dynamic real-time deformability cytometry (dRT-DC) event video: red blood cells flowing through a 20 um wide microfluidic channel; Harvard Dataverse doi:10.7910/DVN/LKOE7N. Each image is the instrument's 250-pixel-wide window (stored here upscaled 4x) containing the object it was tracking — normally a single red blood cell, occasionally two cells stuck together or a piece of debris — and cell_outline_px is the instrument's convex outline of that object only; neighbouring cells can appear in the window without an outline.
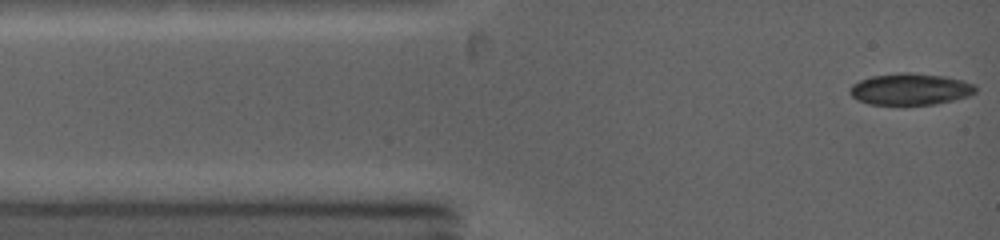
{"species": "common noctule bat (a hibernating species)", "species_latin": "Nyctalus noctula", "temperature_condition": "warm", "stored_images_in_passage": 67, "camera_frame_rate_fps": 5000, "um_per_image_px": 0.085, "animal": {"sex": "female", "body_mass_g": 19.0, "forearm_length_mm": 53.3}, "frame": {"image": 1, "passage_image": 1, "time_ms": 0.0, "image_size_px": [1000, 240], "cell_outline_px": [[976, 92], [968, 96], [936, 104], [904, 108], [868, 104], [856, 100], [848, 92], [848, 88], [852, 84], [860, 80], [872, 76], [900, 72], [912, 72], [944, 76], [964, 80], [976, 84]], "centroid_in_image_um": [77.34, 7.62], "position_along_channel_um": 7.7, "area_um2": 24.33}}
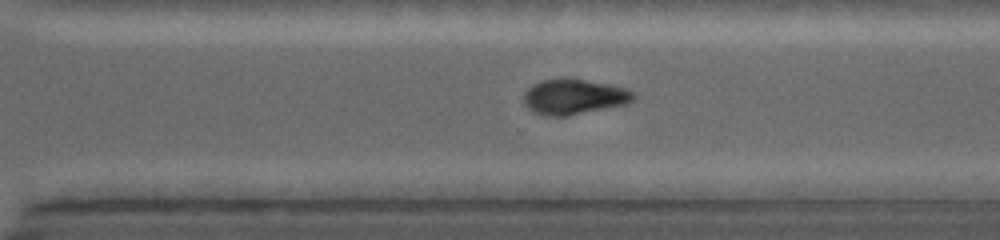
{"frame": {"image": 2, "passage_image": 32, "time_ms": 8.6, "image_size_px": [1000, 240], "cell_outline_px": [[636, 96], [628, 104], [568, 116], [544, 116], [532, 112], [524, 104], [524, 92], [532, 84], [544, 80], [560, 76], [568, 76], [608, 84], [624, 88], [632, 92]], "centroid_in_image_um": [48.75, 8.21], "position_along_channel_um": 321.9, "area_um2": 23.12}}
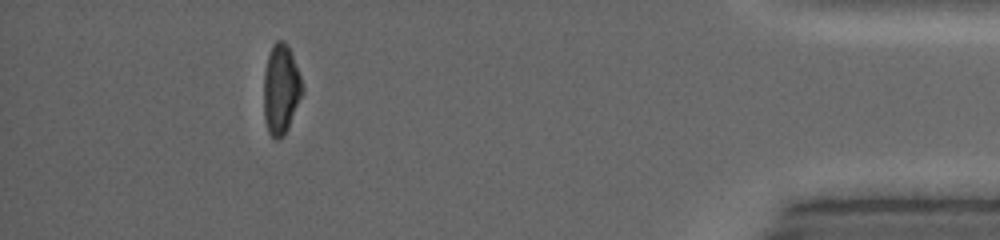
{"frame": {"image": 3, "passage_image": 53, "time_ms": 12.2, "image_size_px": [1000, 240], "cell_outline_px": [[304, 92], [288, 128], [284, 136], [276, 140], [268, 132], [264, 120], [264, 72], [268, 56], [272, 44], [276, 40], [284, 40], [288, 44], [292, 52], [304, 88]], "centroid_in_image_um": [23.89, 7.58], "position_along_channel_um": 411.3, "area_um2": 20.52}, "authors_computed_cell_mechanics": {"area_um2": 22.8888, "velocity_mm_per_s": 4.2594, "shape_relaxation_time_tau1_ms": 3.8929, "shape_relaxation_time_tau2_ms": null, "deformation_change_tau1": 0.171, "deformation_change_tau2": null}}